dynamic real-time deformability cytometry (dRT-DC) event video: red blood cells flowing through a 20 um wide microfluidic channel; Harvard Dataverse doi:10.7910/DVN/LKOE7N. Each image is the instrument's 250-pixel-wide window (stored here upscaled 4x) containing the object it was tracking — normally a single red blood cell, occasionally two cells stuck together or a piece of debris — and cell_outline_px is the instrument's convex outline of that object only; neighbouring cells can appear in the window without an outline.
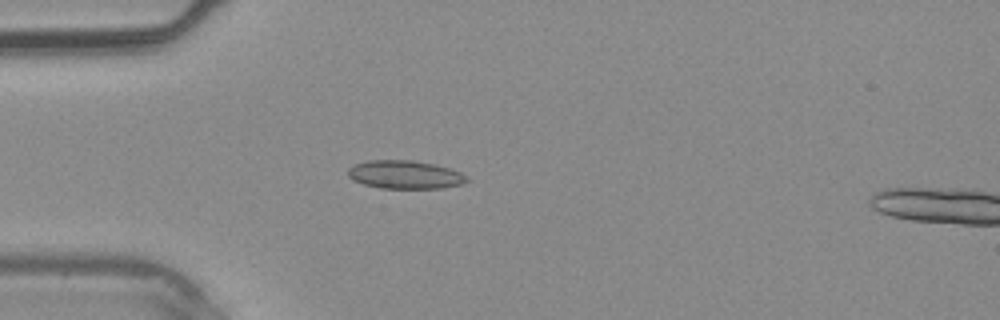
{"species": "common noctule bat (a hibernating species)", "species_latin": "Nyctalus noctula", "temperature_condition": "warm", "stored_images_in_passage": 29, "camera_frame_rate_fps": 3000, "um_per_image_px": 0.085, "animal": {"sex": "male", "body_mass_g": 20.4}, "frame": {"image": 1, "passage_image": 1, "time_ms": 0.0, "image_size_px": [1000, 320], "cell_outline_px": [[468, 180], [460, 184], [444, 188], [380, 188], [364, 184], [352, 180], [348, 176], [348, 168], [352, 164], [368, 160], [412, 160], [436, 164], [452, 168], [468, 176]], "centroid_in_image_um": [34.41, 14.83], "position_along_channel_um": 50.6, "area_um2": 19.83}}
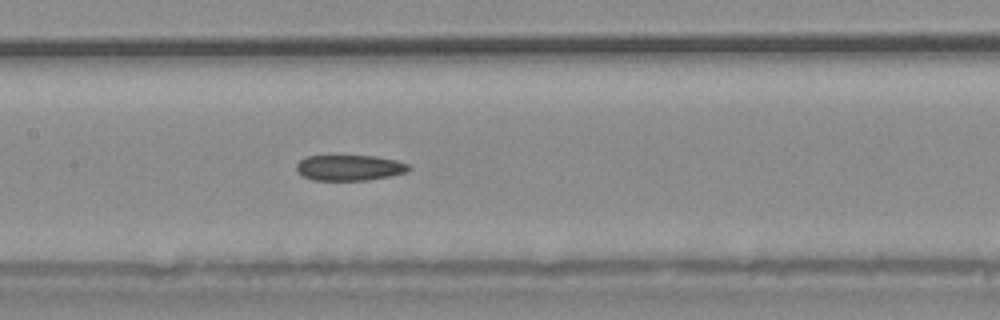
{"frame": {"image": 2, "passage_image": 9, "time_ms": 2.667, "image_size_px": [1000, 320], "cell_outline_px": [[412, 168], [408, 172], [368, 180], [312, 180], [304, 176], [296, 168], [296, 164], [300, 160], [308, 156], [376, 156], [396, 160], [408, 164]], "centroid_in_image_um": [29.74, 14.25], "position_along_channel_um": 177.7, "area_um2": 16.7}}
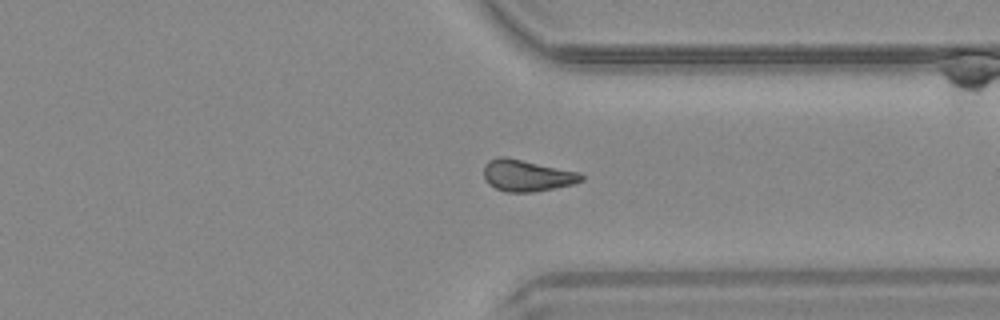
{"frame": {"image": 3, "passage_image": 20, "time_ms": 6.333, "image_size_px": [1000, 320], "cell_outline_px": [[584, 180], [572, 184], [556, 188], [532, 192], [504, 192], [488, 184], [484, 180], [484, 164], [488, 160], [500, 156], [504, 156], [576, 172], [584, 176]], "centroid_in_image_um": [44.72, 14.93], "position_along_channel_um": 366.7, "area_um2": 17.8}}